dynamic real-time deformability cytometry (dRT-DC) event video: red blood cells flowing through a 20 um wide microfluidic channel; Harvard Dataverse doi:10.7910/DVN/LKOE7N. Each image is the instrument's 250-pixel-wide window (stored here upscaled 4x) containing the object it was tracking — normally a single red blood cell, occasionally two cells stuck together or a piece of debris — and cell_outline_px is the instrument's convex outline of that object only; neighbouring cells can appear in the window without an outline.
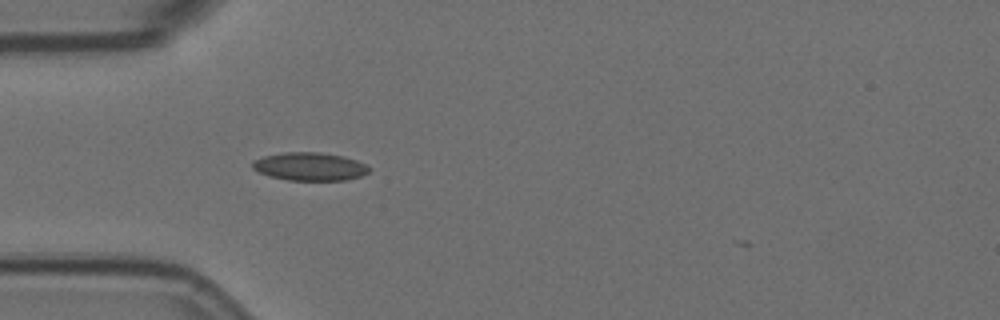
{"species": "Egyptian fruit bat (a non-hibernating species)", "species_latin": "Rousettus aegyptiacus", "temperature_condition": "room temperature", "stored_images_in_passage": 5, "segment_of_instrument_passage": [2, 2], "camera_frame_rate_fps": 3000, "um_per_image_px": 0.085, "animal": {"sex": "female"}, "frame": {"image": 1, "passage_image": 5, "time_ms": 1.333, "image_size_px": [1000, 320], "cell_outline_px": [[372, 168], [368, 172], [360, 176], [348, 180], [288, 180], [268, 176], [252, 168], [252, 160], [264, 156], [284, 152], [320, 152], [344, 156], [356, 160]], "centroid_in_image_um": [26.33, 14.15], "position_along_channel_um": 58.7, "area_um2": 19.19}}